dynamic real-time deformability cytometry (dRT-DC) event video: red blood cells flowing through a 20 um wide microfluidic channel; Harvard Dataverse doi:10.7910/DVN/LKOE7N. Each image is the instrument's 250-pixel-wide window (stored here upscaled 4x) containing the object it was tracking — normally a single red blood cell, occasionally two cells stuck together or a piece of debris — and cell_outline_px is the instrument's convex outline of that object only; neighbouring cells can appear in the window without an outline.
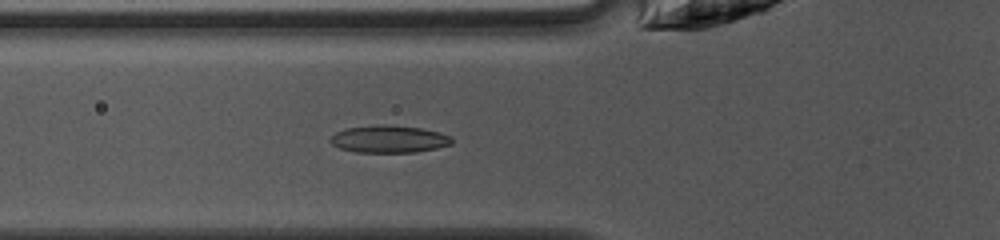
{"species": "common noctule bat (a hibernating species)", "species_latin": "Nyctalus noctula", "temperature_condition": "warm", "stored_images_in_passage": 35, "camera_frame_rate_fps": 3000, "um_per_image_px": 0.085, "animal": {"sex": "female", "body_mass_g": 10.0, "forearm_length_mm": 53.1}, "frame": {"image": 1, "passage_image": 5, "time_ms": 1.333, "image_size_px": [1000, 240], "cell_outline_px": [[452, 144], [436, 148], [416, 152], [356, 152], [340, 148], [332, 144], [328, 140], [336, 132], [348, 128], [380, 124], [420, 128], [440, 132], [452, 136]], "centroid_in_image_um": [33.08, 11.82], "position_along_channel_um": 92.7, "area_um2": 19.25}}
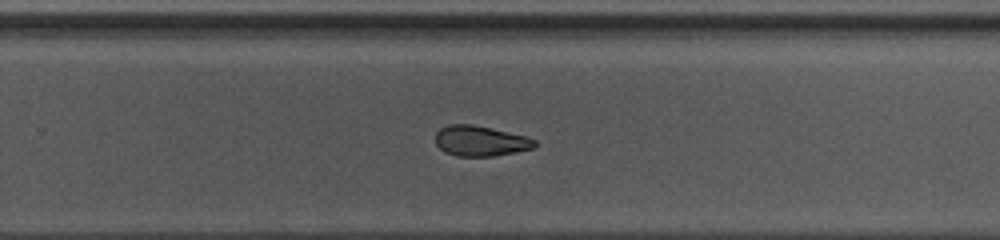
{"frame": {"image": 2, "passage_image": 19, "time_ms": 6.0, "image_size_px": [1000, 240], "cell_outline_px": [[536, 148], [516, 152], [492, 156], [456, 156], [444, 152], [436, 144], [436, 132], [440, 128], [448, 124], [472, 124], [524, 136], [536, 140]], "centroid_in_image_um": [40.81, 11.99], "position_along_channel_um": 289.0, "area_um2": 17.51}}
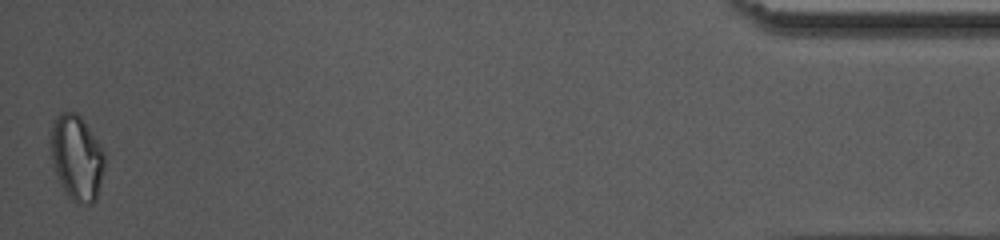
{"frame": {"image": 3, "passage_image": 35, "time_ms": 11.333, "image_size_px": [1000, 240], "cell_outline_px": [[104, 168], [96, 200], [92, 204], [76, 204], [68, 196], [60, 184], [52, 160], [48, 140], [52, 124], [56, 116], [60, 112], [76, 112], [80, 116], [100, 144], [104, 152]], "centroid_in_image_um": [6.49, 13.4], "position_along_channel_um": 428.7, "area_um2": 26.99}, "authors_computed_cell_mechanics": {"area_um2": 19.1318, "velocity_mm_per_s": 4.1886, "shape_relaxation_time_tau1_ms": 5.8965, "shape_relaxation_time_tau2_ms": null, "deformation_change_tau1": 0.1473, "deformation_change_tau2": null}}